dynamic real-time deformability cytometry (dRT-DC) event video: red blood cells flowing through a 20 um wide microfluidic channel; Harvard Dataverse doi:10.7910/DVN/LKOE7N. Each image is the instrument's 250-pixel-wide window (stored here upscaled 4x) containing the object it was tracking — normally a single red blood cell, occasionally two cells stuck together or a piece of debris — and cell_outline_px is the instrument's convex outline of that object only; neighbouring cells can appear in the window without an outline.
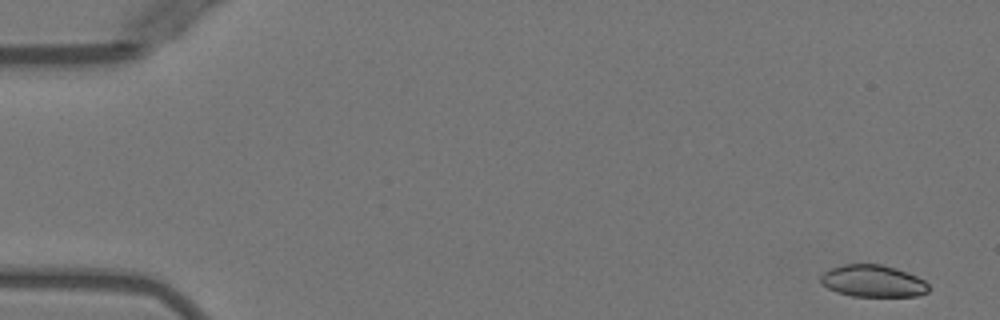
{"species": "Egyptian fruit bat (a non-hibernating species)", "species_latin": "Rousettus aegyptiacus", "temperature_condition": "warm", "stored_images_in_passage": 51, "segment_of_instrument_passage": [1, 2], "camera_frame_rate_fps": 3000, "um_per_image_px": 0.085, "animal": {"sex": "female"}, "frame": {"image": 1, "passage_image": 1, "time_ms": 0.0, "image_size_px": [1000, 320], "cell_outline_px": [[928, 292], [916, 296], [852, 296], [836, 292], [820, 284], [820, 276], [824, 272], [832, 268], [844, 264], [880, 264], [896, 268], [916, 276], [924, 280], [928, 284]], "centroid_in_image_um": [74.18, 23.89], "position_along_channel_um": 10.8, "area_um2": 20.11}}
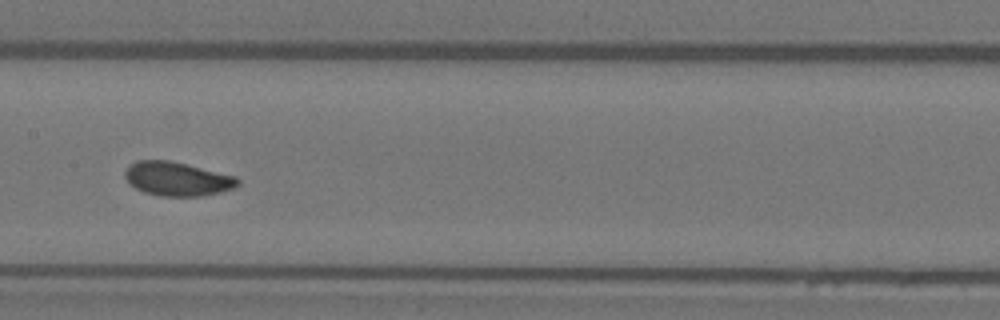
{"frame": {"image": 2, "passage_image": 25, "time_ms": 8.0, "image_size_px": [1000, 320], "cell_outline_px": [[240, 184], [236, 188], [220, 192], [200, 196], [160, 196], [144, 192], [128, 184], [124, 176], [124, 172], [136, 160], [168, 160], [236, 176], [240, 180]], "centroid_in_image_um": [15.07, 15.21], "position_along_channel_um": 192.3, "area_um2": 22.31}}
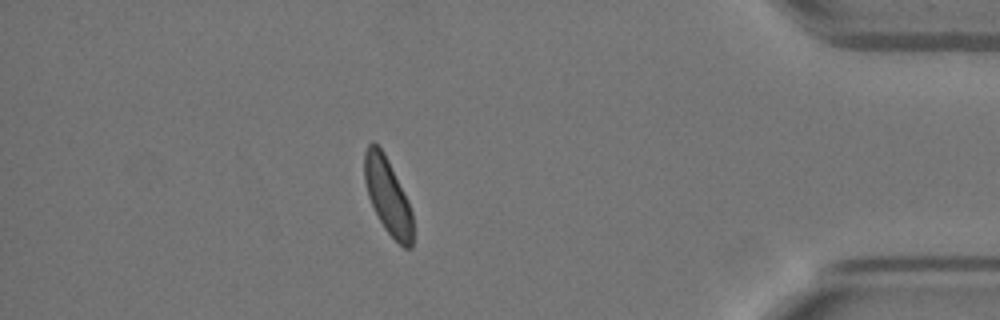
{"frame": {"image": 3, "passage_image": 44, "time_ms": 14.333, "image_size_px": [1000, 320], "cell_outline_px": [[412, 248], [404, 248], [384, 228], [368, 196], [364, 180], [364, 152], [368, 144], [372, 140], [384, 152], [408, 200], [412, 212]], "centroid_in_image_um": [32.94, 16.63], "position_along_channel_um": 402.3, "area_um2": 21.15}}